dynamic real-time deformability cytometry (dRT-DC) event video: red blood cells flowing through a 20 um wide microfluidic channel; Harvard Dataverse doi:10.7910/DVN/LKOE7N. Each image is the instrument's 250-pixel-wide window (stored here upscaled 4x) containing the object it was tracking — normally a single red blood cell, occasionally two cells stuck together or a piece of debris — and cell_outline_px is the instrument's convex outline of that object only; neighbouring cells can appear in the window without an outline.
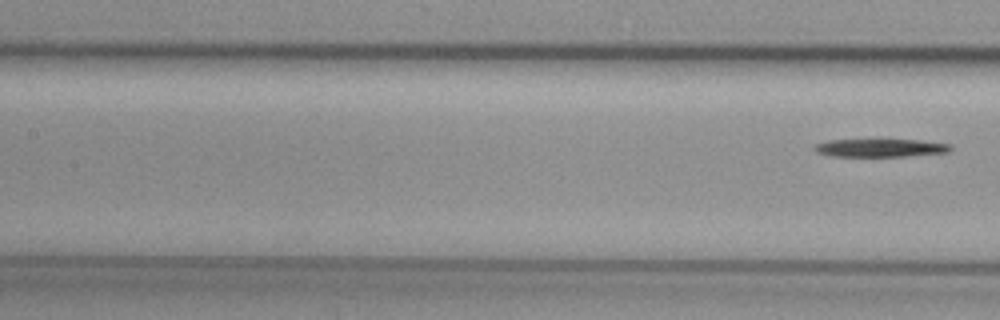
{"species": "common noctule bat (a hibernating species)", "species_latin": "Nyctalus noctula", "temperature_condition": "cold", "stored_images_in_passage": 9, "segment_of_instrument_passage": [2, 2], "camera_frame_rate_fps": 3000, "um_per_image_px": 0.085, "animal": {"sex": "female", "body_mass_g": 29.2, "forearm_length_mm": 56.3}, "frame": {"image": 1, "passage_image": 9, "time_ms": 10.333, "image_size_px": [1000, 320], "cell_outline_px": [[952, 148], [948, 152], [904, 156], [832, 156], [816, 152], [812, 148], [816, 144], [828, 140], [920, 140], [952, 144]], "centroid_in_image_um": [74.83, 12.57], "position_along_channel_um": 132.6, "area_um2": 14.16}}